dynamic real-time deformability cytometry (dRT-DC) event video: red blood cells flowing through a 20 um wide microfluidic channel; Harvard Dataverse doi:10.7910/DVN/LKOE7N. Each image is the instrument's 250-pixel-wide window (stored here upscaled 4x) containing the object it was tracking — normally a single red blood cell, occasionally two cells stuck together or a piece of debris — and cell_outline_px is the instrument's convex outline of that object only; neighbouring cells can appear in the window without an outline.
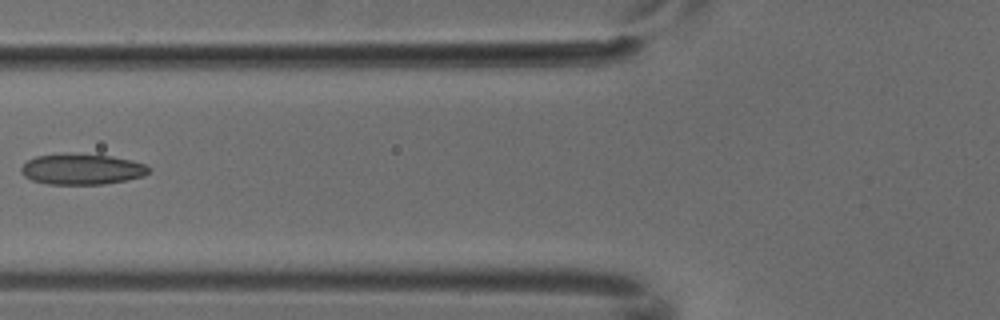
{"species": "common noctule bat (a hibernating species)", "species_latin": "Nyctalus noctula", "temperature_condition": "cold", "stored_images_in_passage": 5, "camera_frame_rate_fps": 3000, "um_per_image_px": 0.085, "animal": {"sex": "male", "body_mass_g": 18.8}, "frame": {"image": 1, "passage_image": 5, "time_ms": 1.333, "image_size_px": [1000, 320], "cell_outline_px": [[152, 168], [144, 176], [104, 184], [48, 184], [32, 180], [24, 176], [20, 172], [20, 168], [28, 160], [36, 156], [112, 156], [132, 160], [144, 164]], "centroid_in_image_um": [6.98, 14.42], "position_along_channel_um": 118.8, "area_um2": 22.02}}